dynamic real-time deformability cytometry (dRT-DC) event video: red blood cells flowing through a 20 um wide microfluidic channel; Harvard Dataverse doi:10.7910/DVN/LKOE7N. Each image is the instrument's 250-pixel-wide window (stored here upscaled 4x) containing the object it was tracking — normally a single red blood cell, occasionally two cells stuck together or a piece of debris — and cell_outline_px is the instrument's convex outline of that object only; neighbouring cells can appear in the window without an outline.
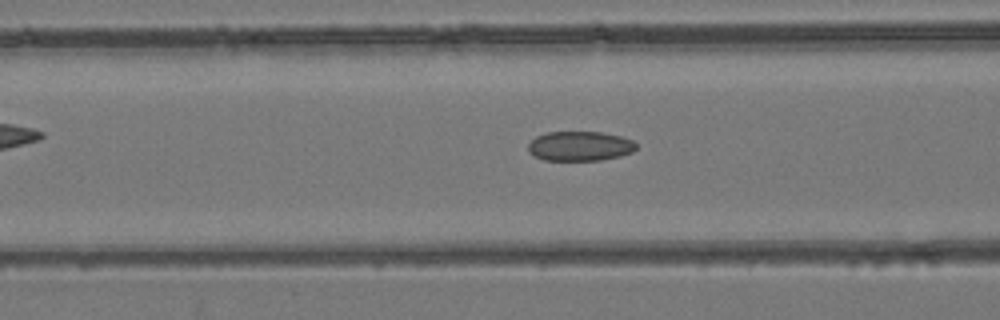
{"species": "common noctule bat (a hibernating species)", "species_latin": "Nyctalus noctula", "temperature_condition": "room temperature", "stored_images_in_passage": 50, "camera_frame_rate_fps": 3000, "um_per_image_px": 0.085, "animal": {"sex": "female", "body_mass_g": 24.6, "forearm_length_mm": 56.2}, "frame": {"image": 1, "passage_image": 20, "time_ms": 6.333, "image_size_px": [1000, 320], "cell_outline_px": [[636, 148], [632, 152], [620, 156], [600, 160], [544, 160], [532, 156], [528, 152], [528, 144], [536, 136], [548, 132], [600, 132], [620, 136], [632, 140], [636, 144]], "centroid_in_image_um": [49.26, 12.42], "position_along_channel_um": 117.3, "area_um2": 18.67}}
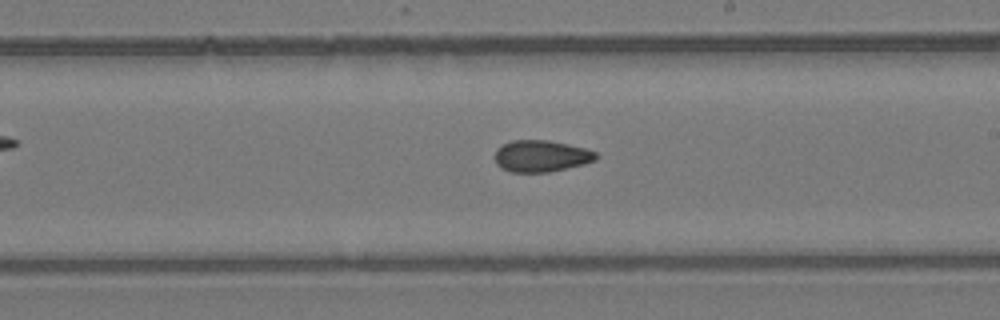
{"frame": {"image": 2, "passage_image": 29, "time_ms": 9.333, "image_size_px": [1000, 320], "cell_outline_px": [[600, 156], [596, 160], [584, 164], [548, 172], [512, 172], [500, 168], [496, 164], [496, 148], [512, 140], [548, 140], [568, 144], [584, 148], [596, 152]], "centroid_in_image_um": [46.01, 13.26], "position_along_channel_um": 243.0, "area_um2": 18.67}}
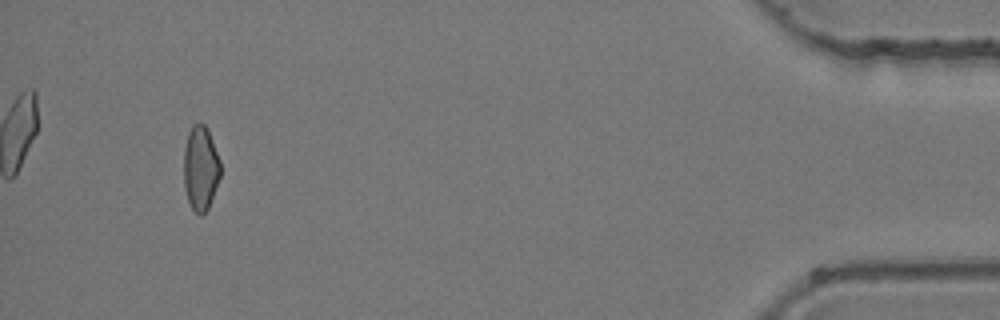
{"frame": {"image": 3, "passage_image": 47, "time_ms": 15.333, "image_size_px": [1000, 320], "cell_outline_px": [[220, 176], [208, 208], [200, 216], [192, 208], [188, 200], [184, 188], [184, 148], [188, 132], [192, 124], [200, 120], [204, 124], [208, 132], [220, 160]], "centroid_in_image_um": [17.03, 14.26], "position_along_channel_um": 418.2, "area_um2": 17.98}}